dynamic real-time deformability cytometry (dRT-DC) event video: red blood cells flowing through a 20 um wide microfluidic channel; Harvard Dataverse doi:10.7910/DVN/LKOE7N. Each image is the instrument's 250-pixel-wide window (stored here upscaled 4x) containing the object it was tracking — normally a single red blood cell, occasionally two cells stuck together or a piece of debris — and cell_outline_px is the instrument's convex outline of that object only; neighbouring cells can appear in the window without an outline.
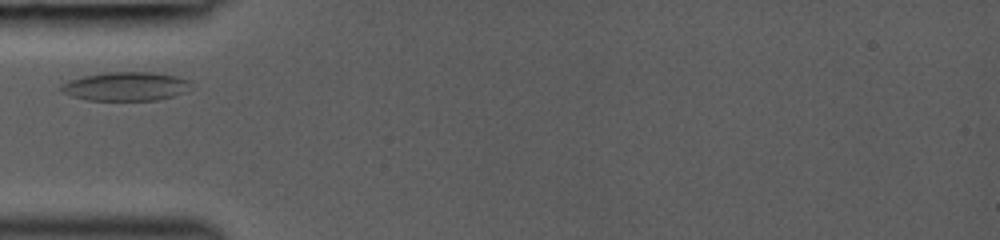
{"species": "common noctule bat (a hibernating species)", "species_latin": "Nyctalus noctula", "temperature_condition": "room temperature", "stored_images_in_passage": 2, "camera_frame_rate_fps": 3000, "um_per_image_px": 0.085, "animal": {"sex": "female", "body_mass_g": 19.0, "forearm_length_mm": 53.3}, "frame": {"image": 1, "passage_image": 1, "time_ms": 0.0, "image_size_px": [1000, 240], "cell_outline_px": [[188, 80], [184, 92], [172, 96], [156, 100], [88, 100], [72, 96], [64, 92], [60, 88], [60, 84], [68, 80], [84, 76], [108, 72], [152, 72], [176, 76]], "centroid_in_image_um": [10.62, 7.34], "position_along_channel_um": 74.4, "area_um2": 21.39}}